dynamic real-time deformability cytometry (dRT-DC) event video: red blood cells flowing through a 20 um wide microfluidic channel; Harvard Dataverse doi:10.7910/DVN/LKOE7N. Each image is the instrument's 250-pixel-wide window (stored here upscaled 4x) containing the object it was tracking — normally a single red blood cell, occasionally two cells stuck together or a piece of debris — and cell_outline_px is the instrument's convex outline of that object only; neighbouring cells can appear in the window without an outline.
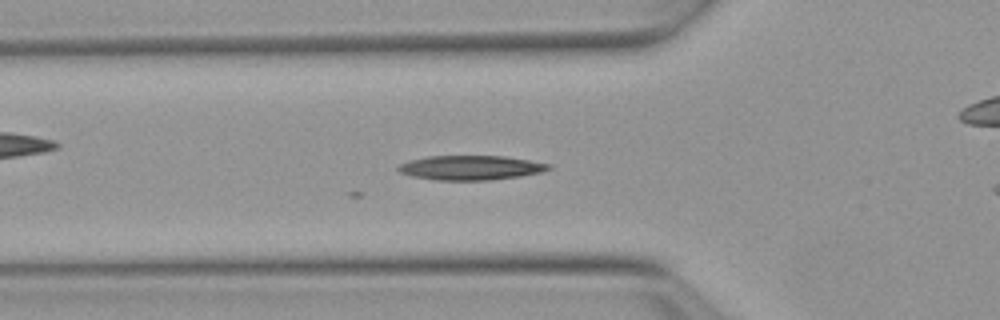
{"species": "Egyptian fruit bat (a non-hibernating species)", "species_latin": "Rousettus aegyptiacus", "temperature_condition": "warm", "stored_images_in_passage": 29, "camera_frame_rate_fps": 3000, "um_per_image_px": 0.085, "animal": {"sex": "female"}, "frame": {"image": 1, "passage_image": 5, "time_ms": 1.333, "image_size_px": [1000, 320], "cell_outline_px": [[552, 168], [544, 172], [520, 176], [488, 180], [436, 180], [412, 176], [400, 172], [396, 168], [400, 164], [408, 160], [428, 156], [504, 156], [552, 164]], "centroid_in_image_um": [40.03, 14.25], "position_along_channel_um": 85.8, "area_um2": 21.5}}
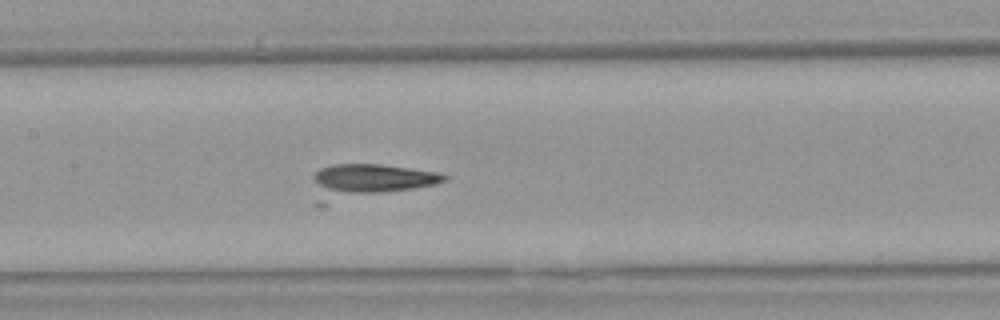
{"frame": {"image": 2, "passage_image": 12, "time_ms": 3.667, "image_size_px": [1000, 320], "cell_outline_px": [[448, 180], [436, 184], [412, 188], [384, 192], [328, 192], [312, 176], [320, 168], [332, 164], [380, 164], [436, 172], [448, 176]], "centroid_in_image_um": [31.79, 15.13], "position_along_channel_um": 175.6, "area_um2": 21.15}}
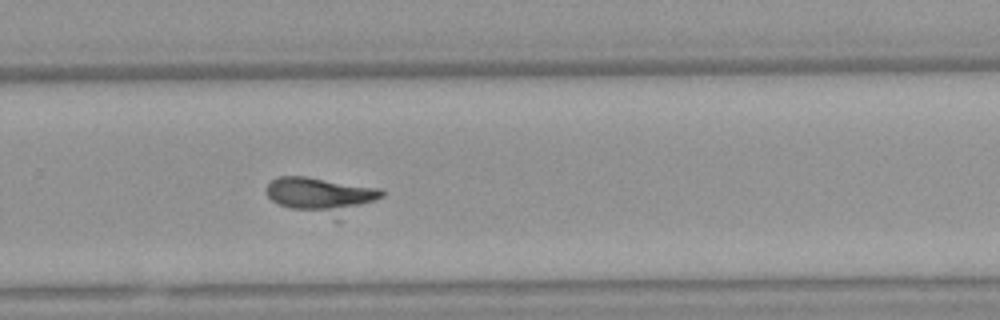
{"frame": {"image": 3, "passage_image": 22, "time_ms": 7.0, "image_size_px": [1000, 320], "cell_outline_px": [[384, 196], [340, 220], [336, 220], [288, 208], [272, 200], [264, 192], [264, 188], [272, 180], [280, 176], [304, 176], [384, 188]], "centroid_in_image_um": [27.35, 16.64], "position_along_channel_um": 302.4, "area_um2": 24.97}}